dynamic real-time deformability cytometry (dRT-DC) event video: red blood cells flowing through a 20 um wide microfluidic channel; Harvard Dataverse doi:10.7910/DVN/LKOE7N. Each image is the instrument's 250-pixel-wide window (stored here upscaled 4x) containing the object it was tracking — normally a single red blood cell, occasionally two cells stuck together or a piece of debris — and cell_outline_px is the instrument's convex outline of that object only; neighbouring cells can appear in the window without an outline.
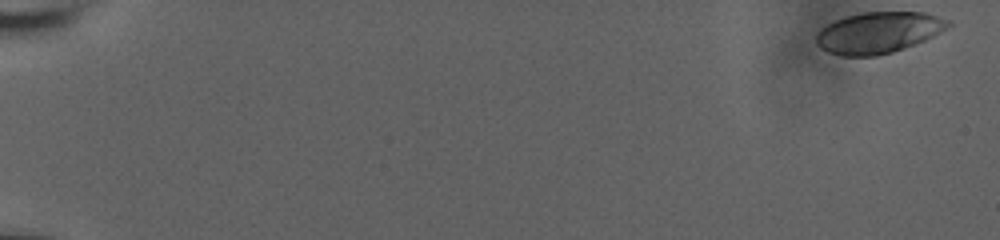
{"species": "human", "species_latin": "Homo sapiens", "temperature_condition": "room temperature", "stored_images_in_passage": 48, "camera_frame_rate_fps": 3000, "um_per_image_px": 0.085, "donor": {"sex": "male"}, "frame": {"image": 1, "passage_image": 1, "time_ms": 0.0, "image_size_px": [1000, 240], "cell_outline_px": [[952, 24], [948, 28], [924, 40], [892, 52], [876, 56], [840, 56], [828, 52], [820, 48], [816, 44], [816, 32], [820, 28], [836, 20], [848, 16], [864, 12], [924, 12], [952, 20]], "centroid_in_image_um": [74.66, 2.77], "position_along_channel_um": 10.3, "area_um2": 31.73}}
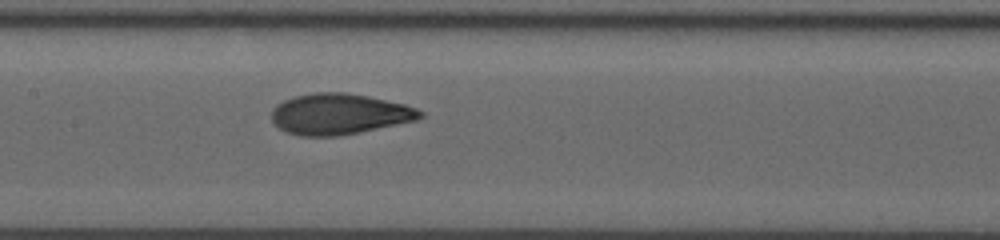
{"frame": {"image": 2, "passage_image": 26, "time_ms": 10.0, "image_size_px": [1000, 240], "cell_outline_px": [[424, 116], [416, 120], [360, 132], [340, 136], [300, 136], [284, 132], [272, 120], [272, 108], [276, 104], [284, 100], [296, 96], [312, 92], [344, 92], [368, 96], [404, 104], [416, 108], [424, 112]], "centroid_in_image_um": [28.82, 9.69], "position_along_channel_um": 178.6, "area_um2": 35.43}}
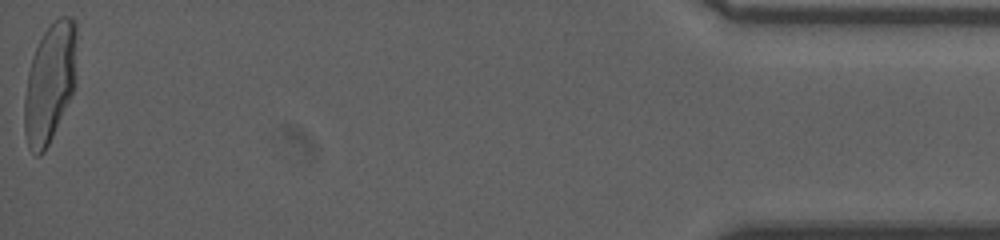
{"frame": {"image": 3, "passage_image": 48, "time_ms": 19.0, "image_size_px": [1000, 240], "cell_outline_px": [[76, 32], [72, 92], [52, 136], [44, 152], [40, 156], [36, 156], [28, 148], [24, 132], [24, 96], [28, 72], [36, 48], [44, 32], [60, 16], [72, 16], [76, 20]], "centroid_in_image_um": [4.19, 7.07], "position_along_channel_um": 431.0, "area_um2": 35.49}, "authors_computed_cell_mechanics": {"area_um2": 34.4777, "velocity_mm_per_s": 3.7551, "shape_relaxation_time_tau1_ms": 4.5232, "shape_relaxation_time_tau2_ms": 0.8465, "deformation_change_tau1": 0.1917, "deformation_change_tau2": 0.0618}}